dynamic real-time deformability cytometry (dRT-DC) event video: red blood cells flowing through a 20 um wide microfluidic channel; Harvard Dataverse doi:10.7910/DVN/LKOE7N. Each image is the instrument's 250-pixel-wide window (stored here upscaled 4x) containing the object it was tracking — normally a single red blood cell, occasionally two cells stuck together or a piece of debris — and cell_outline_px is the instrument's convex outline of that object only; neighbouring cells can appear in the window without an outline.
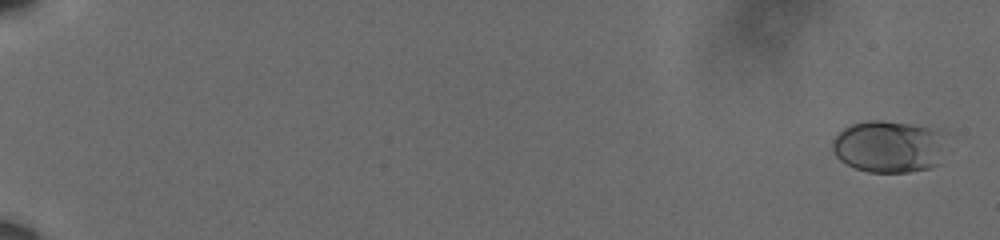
{"species": "human", "species_latin": "Homo sapiens", "temperature_condition": "cold", "stored_images_in_passage": 13, "camera_frame_rate_fps": 3000, "um_per_image_px": 0.085, "donor": {"sex": "male"}, "frame": {"image": 1, "passage_image": 2, "time_ms": 0.333, "image_size_px": [1000, 240], "cell_outline_px": [[944, 132], [936, 164], [928, 168], [908, 172], [868, 172], [856, 168], [840, 160], [836, 156], [832, 148], [832, 140], [844, 128], [852, 124], [868, 120], [880, 120], [908, 124], [928, 128]], "centroid_in_image_um": [75.46, 12.45], "position_along_channel_um": 9.5, "area_um2": 33.76}}
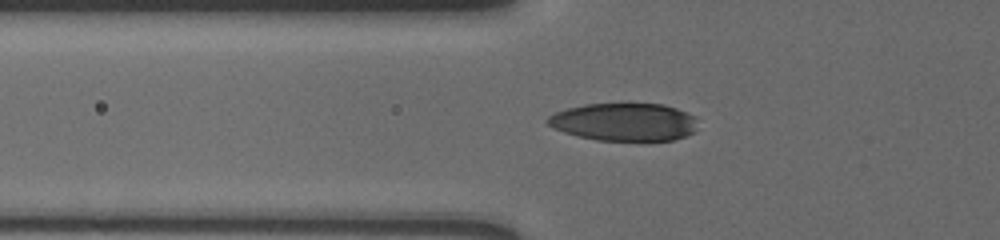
{"frame": {"image": 2, "passage_image": 11, "time_ms": 3.333, "image_size_px": [1000, 240], "cell_outline_px": [[696, 132], [672, 140], [596, 140], [564, 132], [548, 124], [544, 120], [548, 116], [556, 112], [568, 108], [584, 104], [664, 104], [676, 108], [696, 116]], "centroid_in_image_um": [53.08, 10.36], "position_along_channel_um": 72.7, "area_um2": 32.95}}
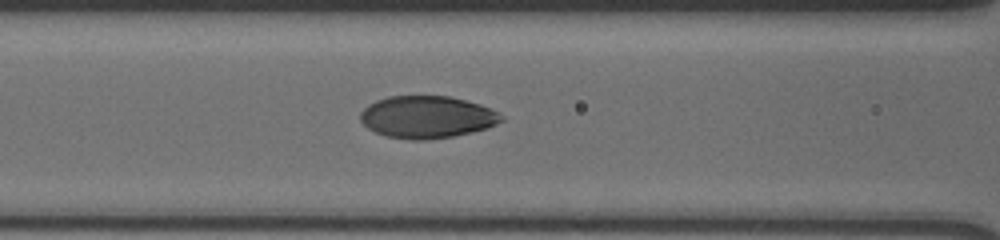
{"frame": {"image": 3, "passage_image": 13, "time_ms": 4.0, "image_size_px": [1000, 240], "cell_outline_px": [[504, 120], [488, 128], [472, 132], [452, 136], [424, 140], [408, 140], [384, 136], [368, 128], [360, 120], [360, 112], [368, 104], [376, 100], [388, 96], [448, 96], [480, 104], [504, 116]], "centroid_in_image_um": [36.27, 9.95], "position_along_channel_um": 130.3, "area_um2": 34.74}}